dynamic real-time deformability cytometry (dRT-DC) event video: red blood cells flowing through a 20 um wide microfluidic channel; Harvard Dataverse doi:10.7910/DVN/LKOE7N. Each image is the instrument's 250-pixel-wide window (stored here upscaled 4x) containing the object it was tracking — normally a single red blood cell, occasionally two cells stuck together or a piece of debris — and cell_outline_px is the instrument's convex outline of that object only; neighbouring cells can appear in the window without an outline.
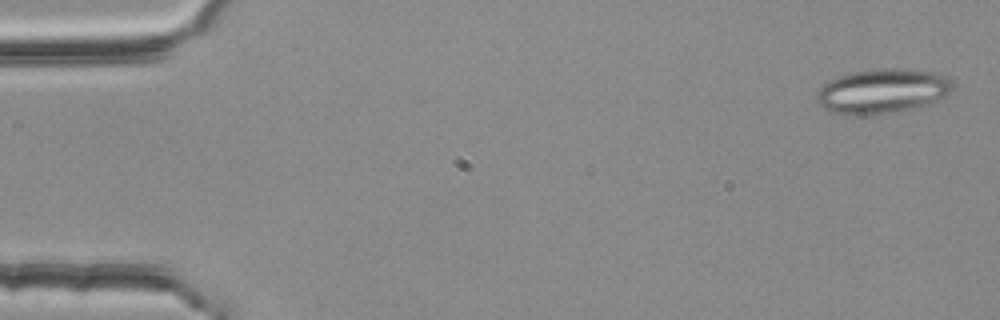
{"species": "common noctule bat (a hibernating species)", "species_latin": "Nyctalus noctula", "temperature_condition": "room temperature", "stored_images_in_passage": 54, "segment_of_instrument_passage": [1, 2], "camera_frame_rate_fps": 3000, "um_per_image_px": 0.085, "animal": {"sex": "female", "body_mass_g": 25.1}, "frame": {"image": 1, "passage_image": 2, "time_ms": 0.333, "image_size_px": [1000, 320], "cell_outline_px": [[952, 88], [948, 96], [916, 108], [868, 116], [852, 116], [832, 112], [816, 104], [816, 92], [828, 80], [852, 72], [880, 68], [900, 68], [936, 72], [944, 76], [952, 84]], "centroid_in_image_um": [74.96, 7.76], "position_along_channel_um": 10.0, "area_um2": 35.72}}